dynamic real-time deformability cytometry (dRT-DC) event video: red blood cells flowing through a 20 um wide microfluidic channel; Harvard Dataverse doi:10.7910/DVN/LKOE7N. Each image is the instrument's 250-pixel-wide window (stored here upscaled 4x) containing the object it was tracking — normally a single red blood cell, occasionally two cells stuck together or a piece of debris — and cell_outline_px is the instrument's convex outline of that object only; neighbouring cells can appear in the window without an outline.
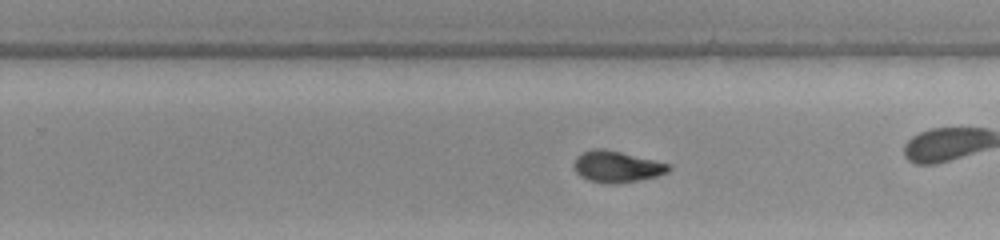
{"species": "common noctule bat (a hibernating species)", "species_latin": "Nyctalus noctula", "temperature_condition": "warm", "stored_images_in_passage": 36, "camera_frame_rate_fps": 3000, "um_per_image_px": 0.085, "animal": {"sex": "female", "body_mass_g": 22.0, "forearm_length_mm": 56.7}, "frame": {"image": 1, "passage_image": 16, "time_ms": 5.0, "image_size_px": [1000, 240], "cell_outline_px": [[672, 168], [668, 172], [656, 176], [640, 180], [616, 184], [608, 184], [588, 180], [580, 176], [576, 172], [576, 156], [584, 152], [596, 148], [604, 148], [668, 164]], "centroid_in_image_um": [52.43, 14.18], "position_along_channel_um": 277.4, "area_um2": 16.99}}